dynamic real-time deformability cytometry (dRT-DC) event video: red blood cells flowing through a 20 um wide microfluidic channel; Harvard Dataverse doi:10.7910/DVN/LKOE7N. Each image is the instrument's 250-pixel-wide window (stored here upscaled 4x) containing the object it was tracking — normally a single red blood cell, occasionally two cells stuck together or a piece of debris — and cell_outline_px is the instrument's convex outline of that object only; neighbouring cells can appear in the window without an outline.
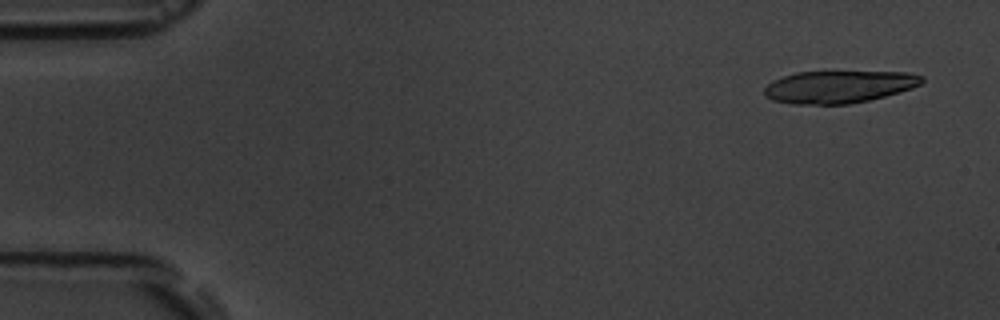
{"species": "common noctule bat (a hibernating species)", "species_latin": "Nyctalus noctula", "temperature_condition": "room temperature", "stored_images_in_passage": 7, "camera_frame_rate_fps": 3000, "um_per_image_px": 0.085, "animal": {"sex": "male", "body_mass_g": 19.5, "forearm_length_mm": 54.6}, "frame": {"image": 1, "passage_image": 1, "time_ms": 0.0, "image_size_px": [1000, 320], "cell_outline_px": [[924, 80], [920, 84], [912, 88], [900, 92], [868, 100], [848, 104], [792, 104], [772, 100], [764, 96], [764, 88], [772, 80], [796, 72], [908, 72], [924, 76]], "centroid_in_image_um": [71.29, 7.38], "position_along_channel_um": 13.7, "area_um2": 29.71}}